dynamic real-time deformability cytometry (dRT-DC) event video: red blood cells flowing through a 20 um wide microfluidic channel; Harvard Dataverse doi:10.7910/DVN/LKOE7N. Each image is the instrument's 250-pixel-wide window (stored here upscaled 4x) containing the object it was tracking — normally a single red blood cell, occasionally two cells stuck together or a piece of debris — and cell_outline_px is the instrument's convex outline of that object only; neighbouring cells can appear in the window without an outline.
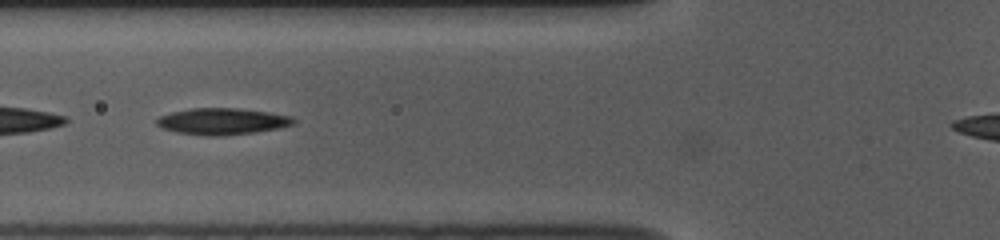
{"species": "common noctule bat (a hibernating species)", "species_latin": "Nyctalus noctula", "temperature_condition": "room temperature", "stored_images_in_passage": 35, "camera_frame_rate_fps": 3000, "um_per_image_px": 0.085, "animal": {"sex": "female", "body_mass_g": 10.0, "forearm_length_mm": 53.1}, "frame": {"image": 1, "passage_image": 7, "time_ms": 2.0, "image_size_px": [1000, 240], "cell_outline_px": [[296, 120], [292, 124], [280, 128], [256, 132], [224, 136], [208, 136], [176, 132], [164, 128], [156, 124], [156, 120], [160, 116], [172, 112], [192, 108], [240, 108], [268, 112], [292, 116]], "centroid_in_image_um": [18.91, 10.32], "position_along_channel_um": 106.9, "area_um2": 21.15}}